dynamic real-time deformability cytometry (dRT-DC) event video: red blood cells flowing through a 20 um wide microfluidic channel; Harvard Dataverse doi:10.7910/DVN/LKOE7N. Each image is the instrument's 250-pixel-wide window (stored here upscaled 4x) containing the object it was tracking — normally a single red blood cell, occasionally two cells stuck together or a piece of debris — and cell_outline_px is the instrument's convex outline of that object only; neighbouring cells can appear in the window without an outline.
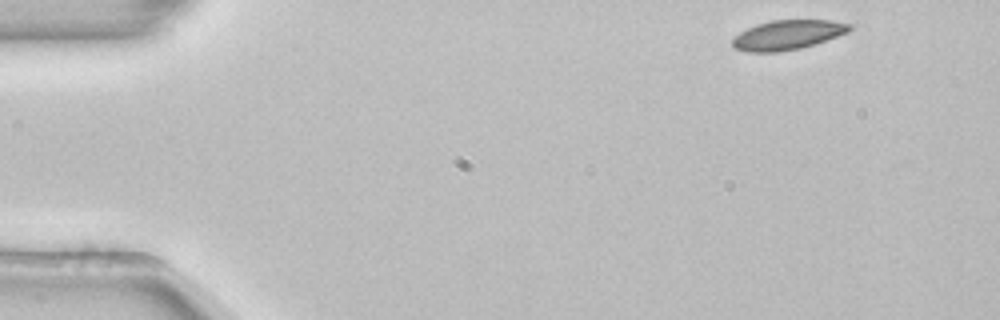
{"species": "common noctule bat (a hibernating species)", "species_latin": "Nyctalus noctula", "temperature_condition": "room temperature", "stored_images_in_passage": 49, "camera_frame_rate_fps": 3000, "um_per_image_px": 0.085, "animal": {"sex": "female", "body_mass_g": 22.7, "forearm_length_mm": 54.2}, "frame": {"image": 1, "passage_image": 1, "time_ms": 0.0, "image_size_px": [1000, 320], "cell_outline_px": [[852, 28], [848, 32], [800, 48], [776, 52], [748, 52], [732, 48], [732, 40], [740, 32], [756, 24], [772, 20], [828, 20], [852, 24]], "centroid_in_image_um": [66.91, 2.96], "position_along_channel_um": 18.1, "area_um2": 19.94}}
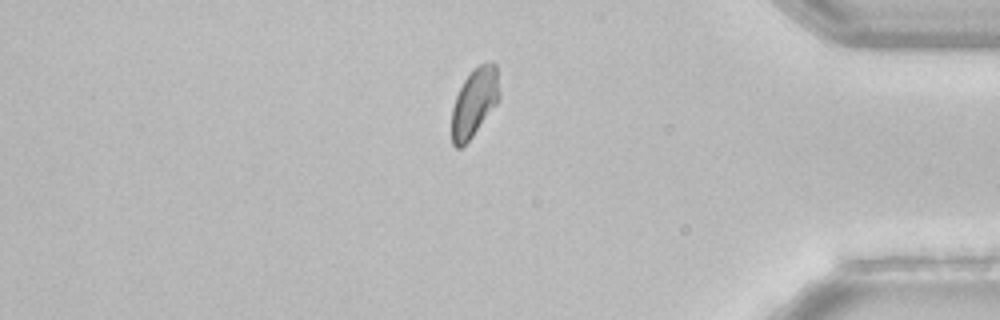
{"frame": {"image": 2, "passage_image": 41, "time_ms": 13.333, "image_size_px": [1000, 320], "cell_outline_px": [[500, 100], [472, 136], [460, 148], [456, 148], [452, 144], [452, 108], [456, 96], [464, 80], [472, 68], [480, 64], [492, 60], [496, 64], [500, 96]], "centroid_in_image_um": [40.34, 8.66], "position_along_channel_um": 394.9, "area_um2": 19.07}}
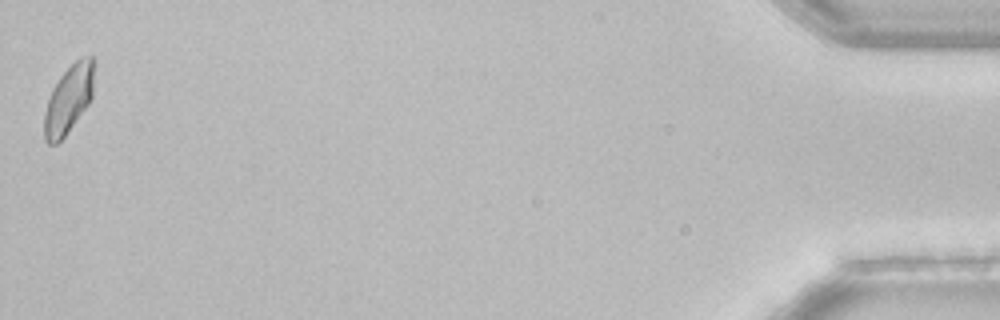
{"frame": {"image": 3, "passage_image": 49, "time_ms": 16.0, "image_size_px": [1000, 320], "cell_outline_px": [[96, 60], [92, 96], [88, 104], [64, 136], [56, 144], [48, 144], [44, 140], [44, 112], [52, 88], [60, 76], [80, 56], [92, 56]], "centroid_in_image_um": [5.85, 8.38], "position_along_channel_um": 429.3, "area_um2": 19.88}, "authors_computed_cell_mechanics": {"area_um2": 20.519, "velocity_mm_per_s": 3.8418, "shape_relaxation_time_tau1_ms": 7.9299, "shape_relaxation_time_tau2_ms": null, "deformation_change_tau1": 0.1179, "deformation_change_tau2": null}}